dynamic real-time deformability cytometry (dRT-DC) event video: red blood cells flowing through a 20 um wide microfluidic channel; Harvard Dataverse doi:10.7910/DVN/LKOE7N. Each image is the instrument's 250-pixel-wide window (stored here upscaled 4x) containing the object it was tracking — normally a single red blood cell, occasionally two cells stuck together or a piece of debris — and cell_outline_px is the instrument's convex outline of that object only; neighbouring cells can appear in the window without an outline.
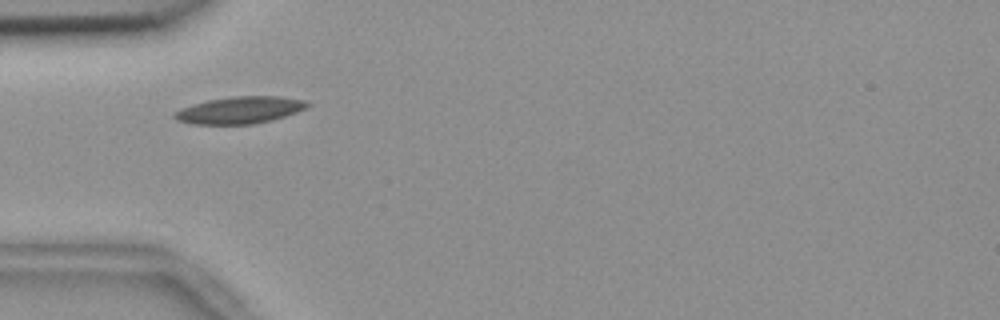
{"species": "common noctule bat (a hibernating species)", "species_latin": "Nyctalus noctula", "temperature_condition": "room temperature", "stored_images_in_passage": 50, "camera_frame_rate_fps": 3000, "um_per_image_px": 0.085, "animal": {"sex": "female", "body_mass_g": 18.4}, "frame": {"image": 1, "passage_image": 12, "time_ms": 3.667, "image_size_px": [1000, 320], "cell_outline_px": [[312, 104], [308, 108], [272, 120], [252, 124], [192, 124], [176, 120], [172, 116], [180, 108], [192, 104], [208, 100], [232, 96], [280, 96], [304, 100]], "centroid_in_image_um": [20.39, 9.35], "position_along_channel_um": 64.6, "area_um2": 20.98}}
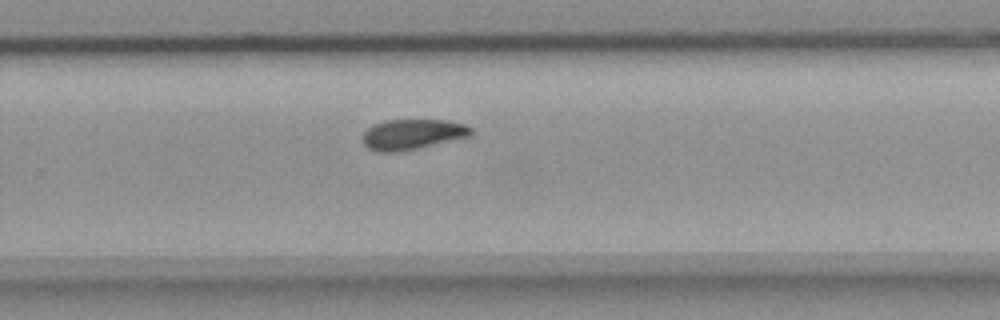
{"frame": {"image": 2, "passage_image": 31, "time_ms": 10.0, "image_size_px": [1000, 320], "cell_outline_px": [[472, 136], [416, 148], [396, 152], [376, 152], [368, 148], [364, 144], [364, 132], [372, 124], [384, 120], [448, 120], [464, 124], [472, 128]], "centroid_in_image_um": [35.05, 11.41], "position_along_channel_um": 294.7, "area_um2": 19.13}}
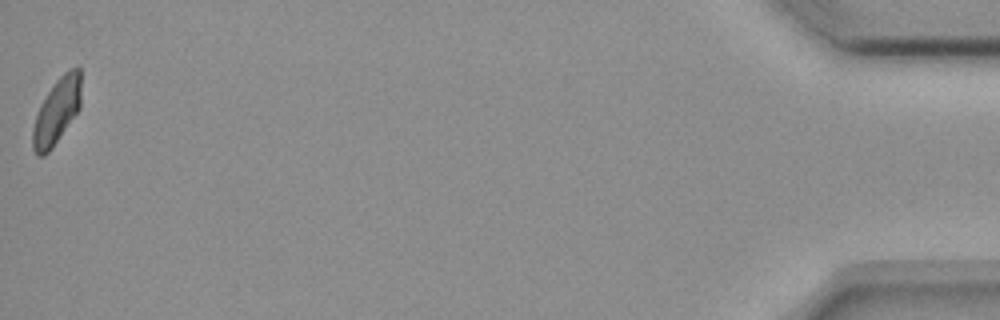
{"frame": {"image": 3, "passage_image": 50, "time_ms": 16.333, "image_size_px": [1000, 320], "cell_outline_px": [[80, 108], [52, 148], [44, 156], [36, 156], [32, 148], [32, 128], [36, 112], [40, 104], [56, 80], [64, 72], [72, 68], [80, 68]], "centroid_in_image_um": [4.79, 9.49], "position_along_channel_um": 430.4, "area_um2": 18.5}, "authors_computed_cell_mechanics": {"area_um2": 19.4497, "velocity_mm_per_s": 3.6573, "shape_relaxation_time_tau1_ms": 5.2191, "shape_relaxation_time_tau2_ms": 8.6363, "deformation_change_tau1": 0.1316, "deformation_change_tau2": 0.1228}}